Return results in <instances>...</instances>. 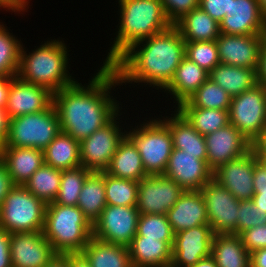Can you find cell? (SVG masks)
I'll return each instance as SVG.
<instances>
[{"instance_id": "f6af8a7d", "label": "cell", "mask_w": 266, "mask_h": 267, "mask_svg": "<svg viewBox=\"0 0 266 267\" xmlns=\"http://www.w3.org/2000/svg\"><path fill=\"white\" fill-rule=\"evenodd\" d=\"M199 7L218 23L229 16L231 0H199Z\"/></svg>"}, {"instance_id": "680465c9", "label": "cell", "mask_w": 266, "mask_h": 267, "mask_svg": "<svg viewBox=\"0 0 266 267\" xmlns=\"http://www.w3.org/2000/svg\"><path fill=\"white\" fill-rule=\"evenodd\" d=\"M188 267H218L214 258L210 255L208 257L202 258L196 264Z\"/></svg>"}, {"instance_id": "e0dca14e", "label": "cell", "mask_w": 266, "mask_h": 267, "mask_svg": "<svg viewBox=\"0 0 266 267\" xmlns=\"http://www.w3.org/2000/svg\"><path fill=\"white\" fill-rule=\"evenodd\" d=\"M204 137L207 164L212 171L250 150L251 143L230 123Z\"/></svg>"}, {"instance_id": "44dd1931", "label": "cell", "mask_w": 266, "mask_h": 267, "mask_svg": "<svg viewBox=\"0 0 266 267\" xmlns=\"http://www.w3.org/2000/svg\"><path fill=\"white\" fill-rule=\"evenodd\" d=\"M220 33L231 35L266 34V18L258 0H231L229 16L219 23Z\"/></svg>"}, {"instance_id": "7402d4cb", "label": "cell", "mask_w": 266, "mask_h": 267, "mask_svg": "<svg viewBox=\"0 0 266 267\" xmlns=\"http://www.w3.org/2000/svg\"><path fill=\"white\" fill-rule=\"evenodd\" d=\"M167 218L174 234L192 227L209 225L202 193L185 190L167 212Z\"/></svg>"}, {"instance_id": "ab89813d", "label": "cell", "mask_w": 266, "mask_h": 267, "mask_svg": "<svg viewBox=\"0 0 266 267\" xmlns=\"http://www.w3.org/2000/svg\"><path fill=\"white\" fill-rule=\"evenodd\" d=\"M136 235L165 241L172 247L175 234L168 222L167 215L140 214L137 223Z\"/></svg>"}, {"instance_id": "ba28073f", "label": "cell", "mask_w": 266, "mask_h": 267, "mask_svg": "<svg viewBox=\"0 0 266 267\" xmlns=\"http://www.w3.org/2000/svg\"><path fill=\"white\" fill-rule=\"evenodd\" d=\"M60 132L59 116L52 103L41 112L11 118L3 146L44 150Z\"/></svg>"}, {"instance_id": "4316f807", "label": "cell", "mask_w": 266, "mask_h": 267, "mask_svg": "<svg viewBox=\"0 0 266 267\" xmlns=\"http://www.w3.org/2000/svg\"><path fill=\"white\" fill-rule=\"evenodd\" d=\"M105 172L117 178L134 181L148 176L136 146L127 136L119 143Z\"/></svg>"}, {"instance_id": "603a6c76", "label": "cell", "mask_w": 266, "mask_h": 267, "mask_svg": "<svg viewBox=\"0 0 266 267\" xmlns=\"http://www.w3.org/2000/svg\"><path fill=\"white\" fill-rule=\"evenodd\" d=\"M0 160L5 164L14 185H24L44 164L43 150L29 147H0Z\"/></svg>"}, {"instance_id": "60d3db41", "label": "cell", "mask_w": 266, "mask_h": 267, "mask_svg": "<svg viewBox=\"0 0 266 267\" xmlns=\"http://www.w3.org/2000/svg\"><path fill=\"white\" fill-rule=\"evenodd\" d=\"M185 57L208 73L220 64L216 41L186 42Z\"/></svg>"}, {"instance_id": "5b68a950", "label": "cell", "mask_w": 266, "mask_h": 267, "mask_svg": "<svg viewBox=\"0 0 266 267\" xmlns=\"http://www.w3.org/2000/svg\"><path fill=\"white\" fill-rule=\"evenodd\" d=\"M43 235L60 255L81 253L92 237V225L77 206L47 203Z\"/></svg>"}, {"instance_id": "d4e9b609", "label": "cell", "mask_w": 266, "mask_h": 267, "mask_svg": "<svg viewBox=\"0 0 266 267\" xmlns=\"http://www.w3.org/2000/svg\"><path fill=\"white\" fill-rule=\"evenodd\" d=\"M132 267H170L172 247L165 241L135 235L128 246Z\"/></svg>"}, {"instance_id": "ac0fdd59", "label": "cell", "mask_w": 266, "mask_h": 267, "mask_svg": "<svg viewBox=\"0 0 266 267\" xmlns=\"http://www.w3.org/2000/svg\"><path fill=\"white\" fill-rule=\"evenodd\" d=\"M256 160L250 149L241 157L219 166L213 171V179L239 201L250 200L254 195L253 172Z\"/></svg>"}, {"instance_id": "816d5d0a", "label": "cell", "mask_w": 266, "mask_h": 267, "mask_svg": "<svg viewBox=\"0 0 266 267\" xmlns=\"http://www.w3.org/2000/svg\"><path fill=\"white\" fill-rule=\"evenodd\" d=\"M10 118L5 108H0V147H2L7 139L9 132Z\"/></svg>"}, {"instance_id": "bcb514c9", "label": "cell", "mask_w": 266, "mask_h": 267, "mask_svg": "<svg viewBox=\"0 0 266 267\" xmlns=\"http://www.w3.org/2000/svg\"><path fill=\"white\" fill-rule=\"evenodd\" d=\"M253 196H266V165L258 159L255 161L253 172Z\"/></svg>"}, {"instance_id": "cb8c5ba5", "label": "cell", "mask_w": 266, "mask_h": 267, "mask_svg": "<svg viewBox=\"0 0 266 267\" xmlns=\"http://www.w3.org/2000/svg\"><path fill=\"white\" fill-rule=\"evenodd\" d=\"M165 117H162L161 115L159 118H164L162 121L170 129L173 148L186 151L198 159L207 161L205 137L194 129L188 120L176 108L174 114H171V117Z\"/></svg>"}, {"instance_id": "30bf717a", "label": "cell", "mask_w": 266, "mask_h": 267, "mask_svg": "<svg viewBox=\"0 0 266 267\" xmlns=\"http://www.w3.org/2000/svg\"><path fill=\"white\" fill-rule=\"evenodd\" d=\"M121 113L80 142L81 166L85 169L104 172L109 167L119 143L126 136V130L123 131L125 128L119 123Z\"/></svg>"}, {"instance_id": "d6986e66", "label": "cell", "mask_w": 266, "mask_h": 267, "mask_svg": "<svg viewBox=\"0 0 266 267\" xmlns=\"http://www.w3.org/2000/svg\"><path fill=\"white\" fill-rule=\"evenodd\" d=\"M163 175L178 183L184 191H200L213 178V171L207 161L173 148Z\"/></svg>"}, {"instance_id": "7dc6e473", "label": "cell", "mask_w": 266, "mask_h": 267, "mask_svg": "<svg viewBox=\"0 0 266 267\" xmlns=\"http://www.w3.org/2000/svg\"><path fill=\"white\" fill-rule=\"evenodd\" d=\"M10 237L11 233L0 227V267H12Z\"/></svg>"}, {"instance_id": "8992f818", "label": "cell", "mask_w": 266, "mask_h": 267, "mask_svg": "<svg viewBox=\"0 0 266 267\" xmlns=\"http://www.w3.org/2000/svg\"><path fill=\"white\" fill-rule=\"evenodd\" d=\"M144 121L126 131V136L136 146L146 174L163 175L173 150L170 129L161 118Z\"/></svg>"}, {"instance_id": "484cf974", "label": "cell", "mask_w": 266, "mask_h": 267, "mask_svg": "<svg viewBox=\"0 0 266 267\" xmlns=\"http://www.w3.org/2000/svg\"><path fill=\"white\" fill-rule=\"evenodd\" d=\"M209 73L195 62L184 57L170 83L163 89L172 95L175 106L186 101L207 79Z\"/></svg>"}, {"instance_id": "8d00e7d4", "label": "cell", "mask_w": 266, "mask_h": 267, "mask_svg": "<svg viewBox=\"0 0 266 267\" xmlns=\"http://www.w3.org/2000/svg\"><path fill=\"white\" fill-rule=\"evenodd\" d=\"M107 205L137 206L139 181L121 179L104 171Z\"/></svg>"}, {"instance_id": "f546056e", "label": "cell", "mask_w": 266, "mask_h": 267, "mask_svg": "<svg viewBox=\"0 0 266 267\" xmlns=\"http://www.w3.org/2000/svg\"><path fill=\"white\" fill-rule=\"evenodd\" d=\"M174 26L185 42L216 41L220 35L219 23L200 7L185 14Z\"/></svg>"}, {"instance_id": "277c9868", "label": "cell", "mask_w": 266, "mask_h": 267, "mask_svg": "<svg viewBox=\"0 0 266 267\" xmlns=\"http://www.w3.org/2000/svg\"><path fill=\"white\" fill-rule=\"evenodd\" d=\"M23 46L17 73L22 81L43 86L53 94L77 81L68 71L69 51L64 40L45 41L29 54Z\"/></svg>"}, {"instance_id": "681fc988", "label": "cell", "mask_w": 266, "mask_h": 267, "mask_svg": "<svg viewBox=\"0 0 266 267\" xmlns=\"http://www.w3.org/2000/svg\"><path fill=\"white\" fill-rule=\"evenodd\" d=\"M14 186V183L9 176L5 164L0 160V206L4 197L8 194L9 190Z\"/></svg>"}, {"instance_id": "d6a6232c", "label": "cell", "mask_w": 266, "mask_h": 267, "mask_svg": "<svg viewBox=\"0 0 266 267\" xmlns=\"http://www.w3.org/2000/svg\"><path fill=\"white\" fill-rule=\"evenodd\" d=\"M44 163L60 170L81 166L80 142L60 132L43 150Z\"/></svg>"}, {"instance_id": "7a4b0ae2", "label": "cell", "mask_w": 266, "mask_h": 267, "mask_svg": "<svg viewBox=\"0 0 266 267\" xmlns=\"http://www.w3.org/2000/svg\"><path fill=\"white\" fill-rule=\"evenodd\" d=\"M185 43L179 30L172 25L161 33L134 43L110 66L121 85L145 83L156 90H163L185 57Z\"/></svg>"}, {"instance_id": "2e32d148", "label": "cell", "mask_w": 266, "mask_h": 267, "mask_svg": "<svg viewBox=\"0 0 266 267\" xmlns=\"http://www.w3.org/2000/svg\"><path fill=\"white\" fill-rule=\"evenodd\" d=\"M213 236L210 225H200L176 233L170 267H188L210 256Z\"/></svg>"}, {"instance_id": "f1b7e54d", "label": "cell", "mask_w": 266, "mask_h": 267, "mask_svg": "<svg viewBox=\"0 0 266 267\" xmlns=\"http://www.w3.org/2000/svg\"><path fill=\"white\" fill-rule=\"evenodd\" d=\"M211 256L218 267H250V253L236 234H214Z\"/></svg>"}, {"instance_id": "6f0895ef", "label": "cell", "mask_w": 266, "mask_h": 267, "mask_svg": "<svg viewBox=\"0 0 266 267\" xmlns=\"http://www.w3.org/2000/svg\"><path fill=\"white\" fill-rule=\"evenodd\" d=\"M46 267H69V262L67 261V254L55 256Z\"/></svg>"}, {"instance_id": "6125c7cd", "label": "cell", "mask_w": 266, "mask_h": 267, "mask_svg": "<svg viewBox=\"0 0 266 267\" xmlns=\"http://www.w3.org/2000/svg\"><path fill=\"white\" fill-rule=\"evenodd\" d=\"M263 16L266 18V0H258Z\"/></svg>"}, {"instance_id": "5bb4252c", "label": "cell", "mask_w": 266, "mask_h": 267, "mask_svg": "<svg viewBox=\"0 0 266 267\" xmlns=\"http://www.w3.org/2000/svg\"><path fill=\"white\" fill-rule=\"evenodd\" d=\"M57 255L42 231L11 234L12 267H46Z\"/></svg>"}, {"instance_id": "1f68e13d", "label": "cell", "mask_w": 266, "mask_h": 267, "mask_svg": "<svg viewBox=\"0 0 266 267\" xmlns=\"http://www.w3.org/2000/svg\"><path fill=\"white\" fill-rule=\"evenodd\" d=\"M106 206L104 172L91 171L83 183L77 207L93 225Z\"/></svg>"}, {"instance_id": "be15d7a7", "label": "cell", "mask_w": 266, "mask_h": 267, "mask_svg": "<svg viewBox=\"0 0 266 267\" xmlns=\"http://www.w3.org/2000/svg\"><path fill=\"white\" fill-rule=\"evenodd\" d=\"M260 162H263L266 165V160H259Z\"/></svg>"}, {"instance_id": "9f6ffc18", "label": "cell", "mask_w": 266, "mask_h": 267, "mask_svg": "<svg viewBox=\"0 0 266 267\" xmlns=\"http://www.w3.org/2000/svg\"><path fill=\"white\" fill-rule=\"evenodd\" d=\"M3 8L4 10L7 9L6 11L10 12H17V14L23 11H25L15 0H0V9Z\"/></svg>"}, {"instance_id": "4dcf8cb0", "label": "cell", "mask_w": 266, "mask_h": 267, "mask_svg": "<svg viewBox=\"0 0 266 267\" xmlns=\"http://www.w3.org/2000/svg\"><path fill=\"white\" fill-rule=\"evenodd\" d=\"M213 82L221 86L231 97L237 96L258 84L257 69L226 64L216 65L208 75Z\"/></svg>"}, {"instance_id": "83f0119b", "label": "cell", "mask_w": 266, "mask_h": 267, "mask_svg": "<svg viewBox=\"0 0 266 267\" xmlns=\"http://www.w3.org/2000/svg\"><path fill=\"white\" fill-rule=\"evenodd\" d=\"M81 254L91 267H132L129 248L91 237Z\"/></svg>"}, {"instance_id": "f5cc1de1", "label": "cell", "mask_w": 266, "mask_h": 267, "mask_svg": "<svg viewBox=\"0 0 266 267\" xmlns=\"http://www.w3.org/2000/svg\"><path fill=\"white\" fill-rule=\"evenodd\" d=\"M14 77L0 74V108H5L10 88V82Z\"/></svg>"}, {"instance_id": "8fae6325", "label": "cell", "mask_w": 266, "mask_h": 267, "mask_svg": "<svg viewBox=\"0 0 266 267\" xmlns=\"http://www.w3.org/2000/svg\"><path fill=\"white\" fill-rule=\"evenodd\" d=\"M139 215L136 206L107 205L92 225V236L128 247L136 235Z\"/></svg>"}, {"instance_id": "94428289", "label": "cell", "mask_w": 266, "mask_h": 267, "mask_svg": "<svg viewBox=\"0 0 266 267\" xmlns=\"http://www.w3.org/2000/svg\"><path fill=\"white\" fill-rule=\"evenodd\" d=\"M15 1L25 10V12H27L26 10H28L29 8L28 4L30 3V0H15Z\"/></svg>"}, {"instance_id": "f907efd6", "label": "cell", "mask_w": 266, "mask_h": 267, "mask_svg": "<svg viewBox=\"0 0 266 267\" xmlns=\"http://www.w3.org/2000/svg\"><path fill=\"white\" fill-rule=\"evenodd\" d=\"M257 80L259 84L266 87V35L260 50L259 66L257 69Z\"/></svg>"}, {"instance_id": "c3c4849f", "label": "cell", "mask_w": 266, "mask_h": 267, "mask_svg": "<svg viewBox=\"0 0 266 267\" xmlns=\"http://www.w3.org/2000/svg\"><path fill=\"white\" fill-rule=\"evenodd\" d=\"M250 149L258 160H266V128L251 142Z\"/></svg>"}, {"instance_id": "db71d44e", "label": "cell", "mask_w": 266, "mask_h": 267, "mask_svg": "<svg viewBox=\"0 0 266 267\" xmlns=\"http://www.w3.org/2000/svg\"><path fill=\"white\" fill-rule=\"evenodd\" d=\"M250 267H266V248L250 253Z\"/></svg>"}, {"instance_id": "3957f363", "label": "cell", "mask_w": 266, "mask_h": 267, "mask_svg": "<svg viewBox=\"0 0 266 267\" xmlns=\"http://www.w3.org/2000/svg\"><path fill=\"white\" fill-rule=\"evenodd\" d=\"M119 26L102 65H111L134 43L161 33L172 26L161 0H118Z\"/></svg>"}, {"instance_id": "ffe728a7", "label": "cell", "mask_w": 266, "mask_h": 267, "mask_svg": "<svg viewBox=\"0 0 266 267\" xmlns=\"http://www.w3.org/2000/svg\"><path fill=\"white\" fill-rule=\"evenodd\" d=\"M53 103L47 88L22 81L17 76L10 82L5 110L9 118L41 112Z\"/></svg>"}, {"instance_id": "ee69618b", "label": "cell", "mask_w": 266, "mask_h": 267, "mask_svg": "<svg viewBox=\"0 0 266 267\" xmlns=\"http://www.w3.org/2000/svg\"><path fill=\"white\" fill-rule=\"evenodd\" d=\"M239 236L249 253L260 248H266V224L249 228L243 231Z\"/></svg>"}, {"instance_id": "d590c367", "label": "cell", "mask_w": 266, "mask_h": 267, "mask_svg": "<svg viewBox=\"0 0 266 267\" xmlns=\"http://www.w3.org/2000/svg\"><path fill=\"white\" fill-rule=\"evenodd\" d=\"M201 135L219 130L229 123L228 110L176 108Z\"/></svg>"}, {"instance_id": "74e56055", "label": "cell", "mask_w": 266, "mask_h": 267, "mask_svg": "<svg viewBox=\"0 0 266 267\" xmlns=\"http://www.w3.org/2000/svg\"><path fill=\"white\" fill-rule=\"evenodd\" d=\"M21 42L9 32L6 24L0 22V74L8 77L17 76L23 45Z\"/></svg>"}, {"instance_id": "f35d334b", "label": "cell", "mask_w": 266, "mask_h": 267, "mask_svg": "<svg viewBox=\"0 0 266 267\" xmlns=\"http://www.w3.org/2000/svg\"><path fill=\"white\" fill-rule=\"evenodd\" d=\"M90 172L83 166L62 170L60 188L54 203L77 206L83 183Z\"/></svg>"}, {"instance_id": "4fadbf2b", "label": "cell", "mask_w": 266, "mask_h": 267, "mask_svg": "<svg viewBox=\"0 0 266 267\" xmlns=\"http://www.w3.org/2000/svg\"><path fill=\"white\" fill-rule=\"evenodd\" d=\"M184 189L165 175H148L139 181L137 209L140 214H163L174 206Z\"/></svg>"}, {"instance_id": "b9f144b4", "label": "cell", "mask_w": 266, "mask_h": 267, "mask_svg": "<svg viewBox=\"0 0 266 267\" xmlns=\"http://www.w3.org/2000/svg\"><path fill=\"white\" fill-rule=\"evenodd\" d=\"M237 216V235L249 228L266 224V210L256 207L251 199L239 201Z\"/></svg>"}, {"instance_id": "6da1fadb", "label": "cell", "mask_w": 266, "mask_h": 267, "mask_svg": "<svg viewBox=\"0 0 266 267\" xmlns=\"http://www.w3.org/2000/svg\"><path fill=\"white\" fill-rule=\"evenodd\" d=\"M97 71L88 85L76 81L53 94L61 131L79 142L105 126L122 110L119 101L111 95L112 88L120 84L114 69L103 65Z\"/></svg>"}, {"instance_id": "836d02e7", "label": "cell", "mask_w": 266, "mask_h": 267, "mask_svg": "<svg viewBox=\"0 0 266 267\" xmlns=\"http://www.w3.org/2000/svg\"><path fill=\"white\" fill-rule=\"evenodd\" d=\"M231 96L208 78L186 101L175 108H210L229 110Z\"/></svg>"}, {"instance_id": "9c48e42d", "label": "cell", "mask_w": 266, "mask_h": 267, "mask_svg": "<svg viewBox=\"0 0 266 267\" xmlns=\"http://www.w3.org/2000/svg\"><path fill=\"white\" fill-rule=\"evenodd\" d=\"M229 123L251 143L266 128V89L256 84L231 97Z\"/></svg>"}, {"instance_id": "52a82bcc", "label": "cell", "mask_w": 266, "mask_h": 267, "mask_svg": "<svg viewBox=\"0 0 266 267\" xmlns=\"http://www.w3.org/2000/svg\"><path fill=\"white\" fill-rule=\"evenodd\" d=\"M46 203L23 185H14L0 206V227L9 233L43 231Z\"/></svg>"}, {"instance_id": "7c38bea8", "label": "cell", "mask_w": 266, "mask_h": 267, "mask_svg": "<svg viewBox=\"0 0 266 267\" xmlns=\"http://www.w3.org/2000/svg\"><path fill=\"white\" fill-rule=\"evenodd\" d=\"M214 234H236L239 200L213 178L201 189Z\"/></svg>"}, {"instance_id": "7bdbcfd3", "label": "cell", "mask_w": 266, "mask_h": 267, "mask_svg": "<svg viewBox=\"0 0 266 267\" xmlns=\"http://www.w3.org/2000/svg\"><path fill=\"white\" fill-rule=\"evenodd\" d=\"M166 17L174 25L185 14L199 7V0H161Z\"/></svg>"}, {"instance_id": "11a10c76", "label": "cell", "mask_w": 266, "mask_h": 267, "mask_svg": "<svg viewBox=\"0 0 266 267\" xmlns=\"http://www.w3.org/2000/svg\"><path fill=\"white\" fill-rule=\"evenodd\" d=\"M69 267H91L89 262L81 253L67 254Z\"/></svg>"}, {"instance_id": "9a60e30c", "label": "cell", "mask_w": 266, "mask_h": 267, "mask_svg": "<svg viewBox=\"0 0 266 267\" xmlns=\"http://www.w3.org/2000/svg\"><path fill=\"white\" fill-rule=\"evenodd\" d=\"M265 35H231L220 33L216 39L220 63L258 69L260 50Z\"/></svg>"}, {"instance_id": "e575fe53", "label": "cell", "mask_w": 266, "mask_h": 267, "mask_svg": "<svg viewBox=\"0 0 266 267\" xmlns=\"http://www.w3.org/2000/svg\"><path fill=\"white\" fill-rule=\"evenodd\" d=\"M61 174L62 170L44 163L23 186L46 204L54 202L59 192Z\"/></svg>"}, {"instance_id": "91938a15", "label": "cell", "mask_w": 266, "mask_h": 267, "mask_svg": "<svg viewBox=\"0 0 266 267\" xmlns=\"http://www.w3.org/2000/svg\"><path fill=\"white\" fill-rule=\"evenodd\" d=\"M251 200L254 202L256 207L266 210V196H253Z\"/></svg>"}]
</instances>
